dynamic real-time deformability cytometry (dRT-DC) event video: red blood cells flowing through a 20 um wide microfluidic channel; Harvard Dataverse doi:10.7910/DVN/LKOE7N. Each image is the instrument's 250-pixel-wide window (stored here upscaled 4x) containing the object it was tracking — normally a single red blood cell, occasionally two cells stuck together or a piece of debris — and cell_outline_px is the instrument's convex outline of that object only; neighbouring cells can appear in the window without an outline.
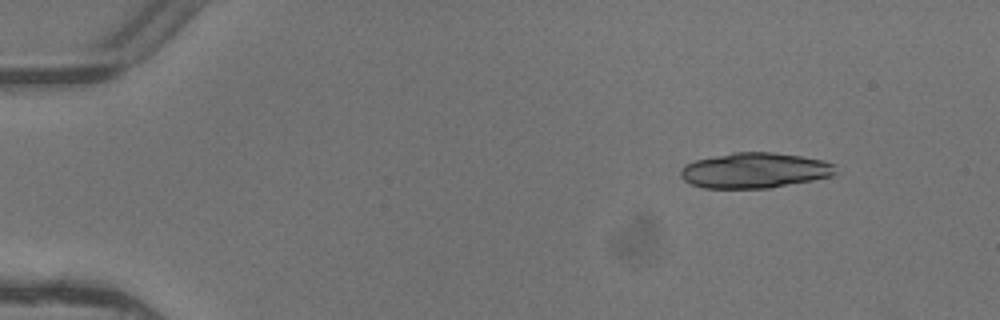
{"species": "common noctule bat (a hibernating species)", "species_latin": "Nyctalus noctula", "temperature_condition": "warm", "stored_images_in_passage": 4, "camera_frame_rate_fps": 3000, "um_per_image_px": 0.085, "animal": {"sex": "female"}, "frame": {"image": 1, "passage_image": 2, "time_ms": 0.333, "image_size_px": [1000, 320], "cell_outline_px": [[836, 172], [832, 176], [812, 180], [768, 188], [704, 188], [692, 184], [684, 180], [680, 176], [680, 168], [684, 164], [696, 160], [736, 152], [772, 152], [800, 156], [824, 160], [836, 164]], "centroid_in_image_um": [64.15, 14.48], "position_along_channel_um": 20.8, "area_um2": 31.91}}